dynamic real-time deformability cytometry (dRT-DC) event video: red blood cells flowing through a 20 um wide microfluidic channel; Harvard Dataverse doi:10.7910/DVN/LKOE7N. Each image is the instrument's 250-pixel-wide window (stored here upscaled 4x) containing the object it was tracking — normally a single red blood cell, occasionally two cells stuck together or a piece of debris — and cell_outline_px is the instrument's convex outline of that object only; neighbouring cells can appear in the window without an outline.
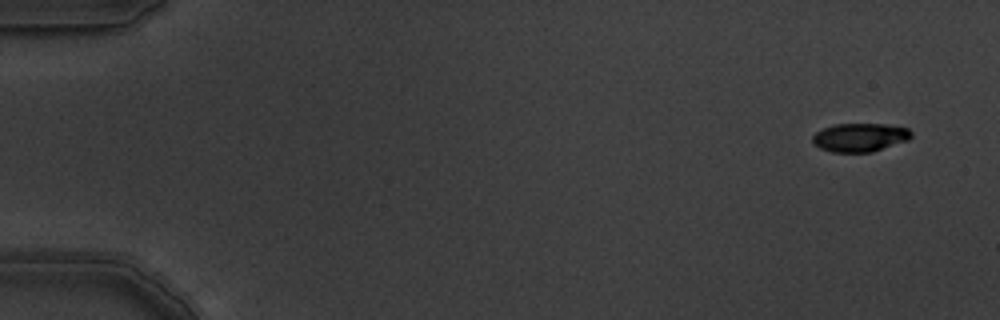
{"species": "common noctule bat (a hibernating species)", "species_latin": "Nyctalus noctula", "temperature_condition": "warm", "stored_images_in_passage": 4, "camera_frame_rate_fps": 3000, "um_per_image_px": 0.085, "animal": {"sex": "male", "body_mass_g": 19.5, "forearm_length_mm": 54.6}, "frame": {"image": 1, "passage_image": 1, "time_ms": 0.0, "image_size_px": [1000, 320], "cell_outline_px": [[912, 136], [908, 140], [872, 152], [832, 152], [820, 148], [812, 144], [812, 136], [816, 132], [824, 128], [836, 124], [884, 124], [908, 128], [912, 132]], "centroid_in_image_um": [73.08, 11.68], "position_along_channel_um": 11.9, "area_um2": 16.42}}
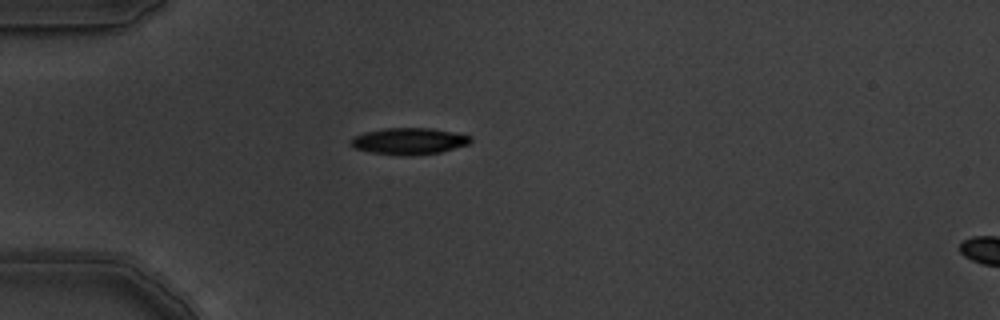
{"frame": {"image": 2, "passage_image": 4, "time_ms": 1.0, "image_size_px": [1000, 320], "cell_outline_px": [[472, 140], [468, 144], [440, 152], [408, 156], [372, 152], [356, 148], [348, 144], [356, 136], [364, 132], [384, 128], [432, 128], [472, 136]], "centroid_in_image_um": [34.78, 11.99], "position_along_channel_um": 50.2, "area_um2": 18.32}}